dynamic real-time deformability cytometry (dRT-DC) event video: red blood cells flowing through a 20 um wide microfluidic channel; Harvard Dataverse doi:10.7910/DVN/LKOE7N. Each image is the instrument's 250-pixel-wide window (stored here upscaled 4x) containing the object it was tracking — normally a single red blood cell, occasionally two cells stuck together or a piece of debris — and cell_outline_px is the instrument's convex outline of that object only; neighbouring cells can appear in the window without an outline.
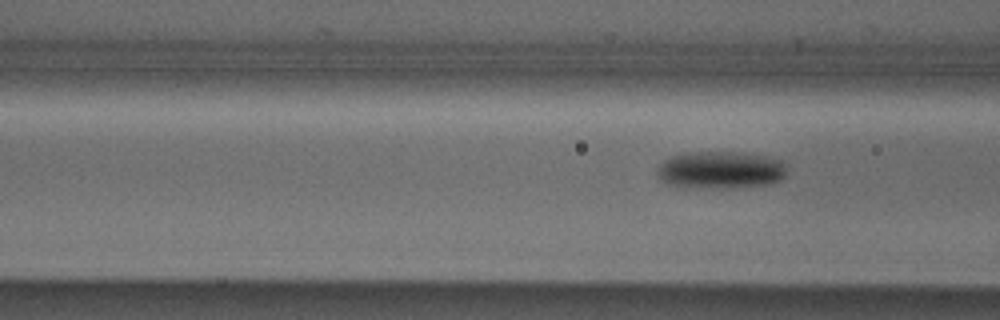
{"species": "Egyptian fruit bat (a non-hibernating species)", "species_latin": "Rousettus aegyptiacus", "temperature_condition": "cold", "stored_images_in_passage": 6, "segment_of_instrument_passage": [2, 2], "camera_frame_rate_fps": 3000, "um_per_image_px": 0.085, "animal": {"sex": "male"}, "frame": {"image": 1, "passage_image": 6, "time_ms": 6.667, "image_size_px": [1000, 320], "cell_outline_px": [[784, 176], [780, 180], [772, 184], [684, 188], [668, 184], [656, 172], [656, 168], [664, 160], [672, 156], [688, 152], [744, 152], [768, 156], [784, 160]], "centroid_in_image_um": [61.24, 14.42], "position_along_channel_um": 105.4, "area_um2": 27.98}}